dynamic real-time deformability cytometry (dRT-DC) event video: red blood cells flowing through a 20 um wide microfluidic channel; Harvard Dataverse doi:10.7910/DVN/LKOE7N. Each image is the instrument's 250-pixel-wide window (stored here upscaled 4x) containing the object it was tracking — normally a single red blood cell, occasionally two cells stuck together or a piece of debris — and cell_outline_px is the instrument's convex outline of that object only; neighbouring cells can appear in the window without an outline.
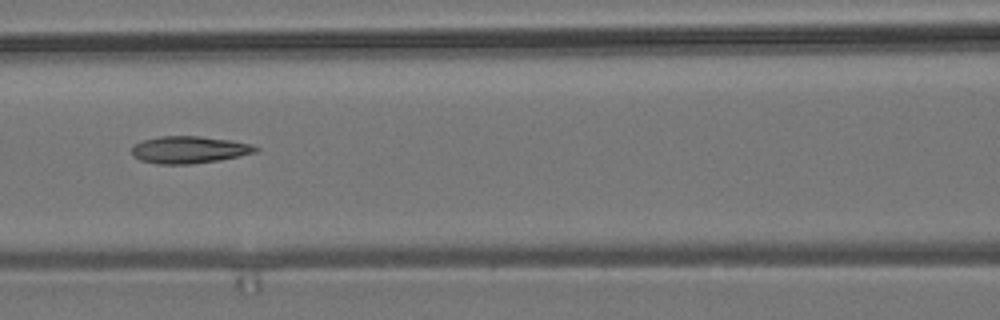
{"species": "common noctule bat (a hibernating species)", "species_latin": "Nyctalus noctula", "temperature_condition": "room temperature", "stored_images_in_passage": 9, "camera_frame_rate_fps": 3000, "um_per_image_px": 0.085, "animal": {"sex": "male", "body_mass_g": 19.2, "forearm_length_mm": 51.8}, "frame": {"image": 1, "passage_image": 7, "time_ms": 6.667, "image_size_px": [1000, 320], "cell_outline_px": [[260, 148], [256, 152], [240, 156], [220, 160], [192, 164], [160, 164], [140, 160], [132, 156], [132, 148], [136, 144], [144, 140], [160, 136], [200, 136], [232, 140], [252, 144]], "centroid_in_image_um": [16.11, 12.73], "position_along_channel_um": 150.5, "area_um2": 19.65}}
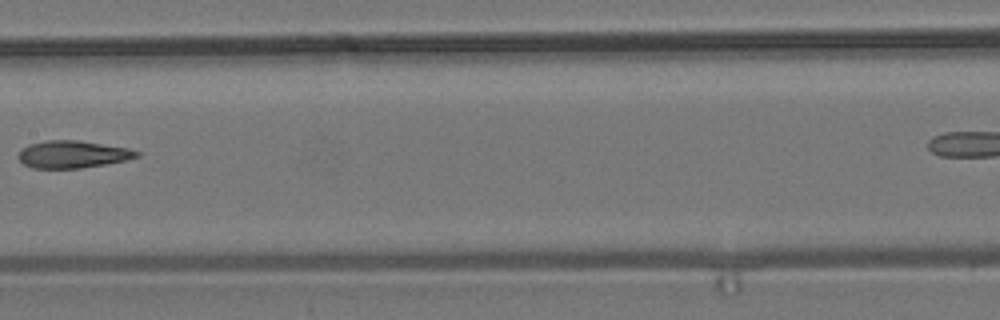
{"frame": {"image": 2, "passage_image": 8, "time_ms": 8.0, "image_size_px": [1000, 320], "cell_outline_px": [[140, 156], [124, 160], [104, 164], [80, 168], [32, 168], [24, 164], [20, 160], [20, 152], [28, 144], [48, 140], [80, 140], [128, 148], [140, 152]], "centroid_in_image_um": [6.19, 13.11], "position_along_channel_um": 201.2, "area_um2": 18.61}}